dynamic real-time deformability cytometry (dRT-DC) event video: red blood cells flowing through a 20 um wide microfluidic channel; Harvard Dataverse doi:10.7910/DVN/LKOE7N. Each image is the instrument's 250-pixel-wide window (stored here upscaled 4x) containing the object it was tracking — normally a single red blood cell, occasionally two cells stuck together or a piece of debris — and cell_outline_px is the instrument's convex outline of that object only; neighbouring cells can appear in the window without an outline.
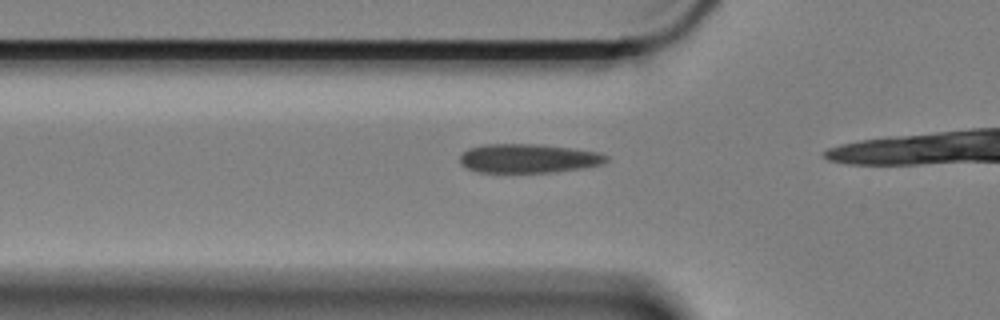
{"species": "Egyptian fruit bat (a non-hibernating species)", "species_latin": "Rousettus aegyptiacus", "temperature_condition": "cold", "stored_images_in_passage": 15, "camera_frame_rate_fps": 3000, "um_per_image_px": 0.085, "animal": {"sex": "female"}, "frame": {"image": 1, "passage_image": 10, "time_ms": 3.0, "image_size_px": [1000, 320], "cell_outline_px": [[608, 160], [600, 164], [576, 168], [548, 172], [476, 172], [460, 164], [460, 156], [468, 148], [484, 144], [544, 144], [600, 152], [608, 156]], "centroid_in_image_um": [44.87, 13.44], "position_along_channel_um": 80.9, "area_um2": 24.57}}
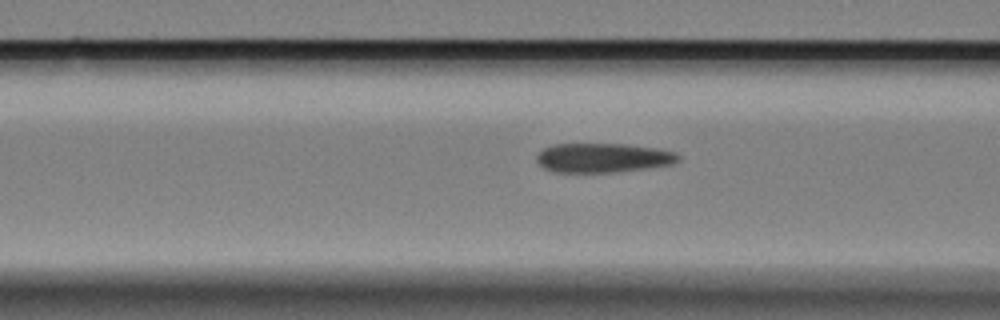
{"frame": {"image": 2, "passage_image": 13, "time_ms": 4.0, "image_size_px": [1000, 320], "cell_outline_px": [[680, 160], [672, 164], [616, 172], [556, 172], [544, 168], [536, 160], [536, 156], [544, 148], [552, 144], [624, 144], [656, 148], [676, 152], [680, 156]], "centroid_in_image_um": [51.25, 13.41], "position_along_channel_um": 115.3, "area_um2": 24.1}}